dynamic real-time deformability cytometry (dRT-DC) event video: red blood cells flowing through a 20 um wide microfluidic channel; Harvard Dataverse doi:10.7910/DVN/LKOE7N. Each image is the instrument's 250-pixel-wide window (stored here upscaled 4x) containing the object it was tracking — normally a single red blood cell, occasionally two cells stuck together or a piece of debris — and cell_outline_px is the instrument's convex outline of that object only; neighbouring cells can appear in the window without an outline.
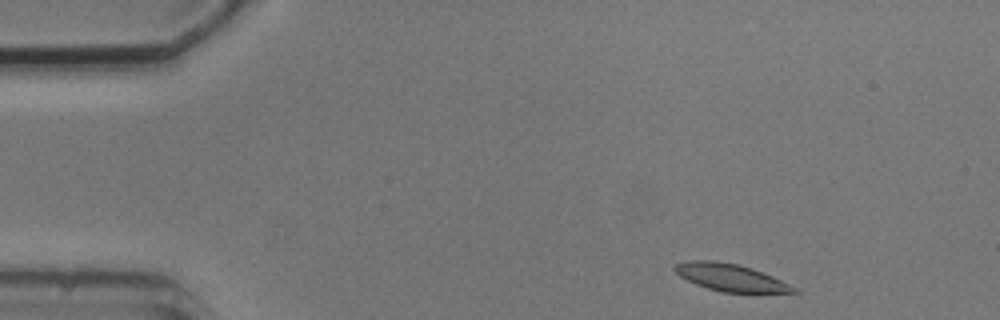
{"species": "common noctule bat (a hibernating species)", "species_latin": "Nyctalus noctula", "temperature_condition": "cold", "stored_images_in_passage": 3, "camera_frame_rate_fps": 3000, "um_per_image_px": 0.085, "animal": {"sex": "male", "body_mass_g": 20.5, "forearm_length_mm": 52.5}, "frame": {"image": 1, "passage_image": 1, "time_ms": 0.0, "image_size_px": [1000, 320], "cell_outline_px": [[800, 292], [720, 292], [696, 284], [680, 276], [672, 268], [676, 264], [692, 260], [712, 260], [736, 264], [752, 268], [772, 276], [796, 288]], "centroid_in_image_um": [62.06, 23.58], "position_along_channel_um": 22.9, "area_um2": 18.5}}